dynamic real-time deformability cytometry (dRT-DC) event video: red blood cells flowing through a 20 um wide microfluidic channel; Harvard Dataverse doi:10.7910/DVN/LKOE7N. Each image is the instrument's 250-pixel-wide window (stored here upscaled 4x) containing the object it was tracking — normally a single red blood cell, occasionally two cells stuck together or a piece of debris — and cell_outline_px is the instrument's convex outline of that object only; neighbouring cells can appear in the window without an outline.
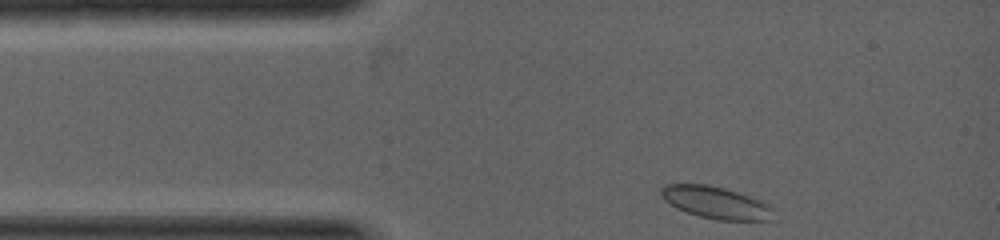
{"species": "common noctule bat (a hibernating species)", "species_latin": "Nyctalus noctula", "temperature_condition": "warm", "stored_images_in_passage": 4, "camera_frame_rate_fps": 5000, "um_per_image_px": 0.085, "animal": {"sex": "female", "body_mass_g": 19.0, "forearm_length_mm": 53.3}, "frame": {"image": 1, "passage_image": 1, "time_ms": 0.0, "image_size_px": [1000, 240], "cell_outline_px": [[772, 208], [768, 220], [716, 220], [700, 216], [676, 208], [664, 200], [660, 192], [660, 188], [664, 184], [708, 184], [724, 188], [736, 192], [756, 200]], "centroid_in_image_um": [60.72, 17.2], "position_along_channel_um": 24.3, "area_um2": 20.4}}
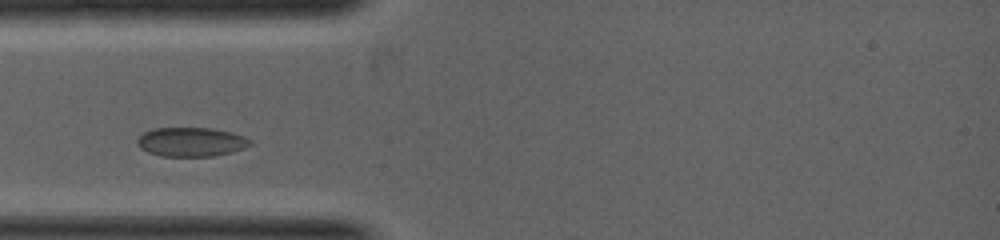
{"frame": {"image": 2, "passage_image": 3, "time_ms": 1.0, "image_size_px": [1000, 240], "cell_outline_px": [[252, 144], [244, 148], [232, 152], [212, 156], [160, 156], [148, 152], [140, 148], [136, 144], [136, 140], [144, 132], [156, 128], [212, 128], [232, 132], [244, 136], [252, 140]], "centroid_in_image_um": [16.26, 12.06], "position_along_channel_um": 68.7, "area_um2": 19.25}}
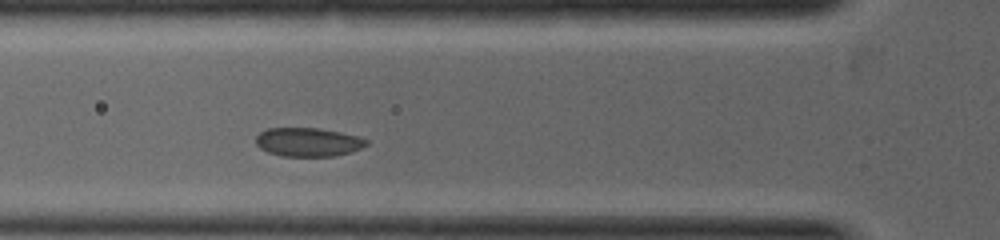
{"frame": {"image": 3, "passage_image": 4, "time_ms": 1.4, "image_size_px": [1000, 240], "cell_outline_px": [[368, 144], [352, 152], [332, 156], [280, 156], [268, 152], [260, 148], [256, 144], [256, 136], [260, 132], [268, 128], [316, 128], [340, 132], [356, 136], [368, 140]], "centroid_in_image_um": [26.17, 12.08], "position_along_channel_um": 99.6, "area_um2": 18.44}}